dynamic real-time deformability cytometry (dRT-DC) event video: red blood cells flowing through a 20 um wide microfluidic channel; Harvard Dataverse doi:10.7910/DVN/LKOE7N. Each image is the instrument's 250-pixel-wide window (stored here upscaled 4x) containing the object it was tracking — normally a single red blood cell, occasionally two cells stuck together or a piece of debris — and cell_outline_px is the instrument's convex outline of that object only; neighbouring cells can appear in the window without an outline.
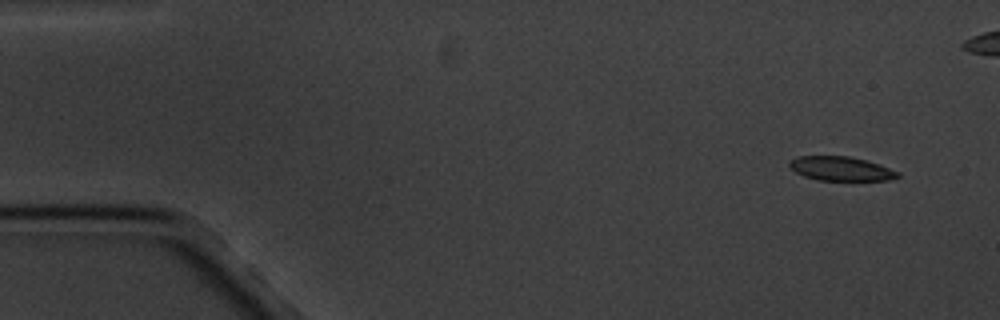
{"species": "common noctule bat (a hibernating species)", "species_latin": "Nyctalus noctula", "temperature_condition": "cold", "stored_images_in_passage": 6, "camera_frame_rate_fps": 3000, "um_per_image_px": 0.085, "animal": {"sex": "male", "body_mass_g": 20.1, "forearm_length_mm": 53.5}, "frame": {"image": 1, "passage_image": 1, "time_ms": 0.0, "image_size_px": [1000, 320], "cell_outline_px": [[900, 176], [888, 180], [820, 180], [804, 176], [796, 172], [788, 164], [788, 160], [796, 156], [848, 156], [868, 160], [900, 172]], "centroid_in_image_um": [71.47, 14.32], "position_along_channel_um": 13.5, "area_um2": 15.26}}
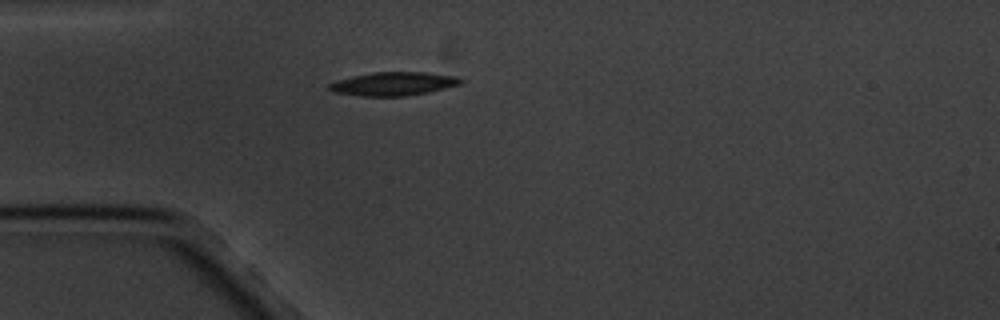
{"frame": {"image": 2, "passage_image": 6, "time_ms": 6.667, "image_size_px": [1000, 320], "cell_outline_px": [[464, 80], [460, 84], [428, 92], [404, 96], [360, 96], [332, 92], [324, 88], [328, 84], [336, 80], [352, 76], [372, 72], [428, 72], [456, 76]], "centroid_in_image_um": [33.37, 7.12], "position_along_channel_um": 51.6, "area_um2": 18.21}}